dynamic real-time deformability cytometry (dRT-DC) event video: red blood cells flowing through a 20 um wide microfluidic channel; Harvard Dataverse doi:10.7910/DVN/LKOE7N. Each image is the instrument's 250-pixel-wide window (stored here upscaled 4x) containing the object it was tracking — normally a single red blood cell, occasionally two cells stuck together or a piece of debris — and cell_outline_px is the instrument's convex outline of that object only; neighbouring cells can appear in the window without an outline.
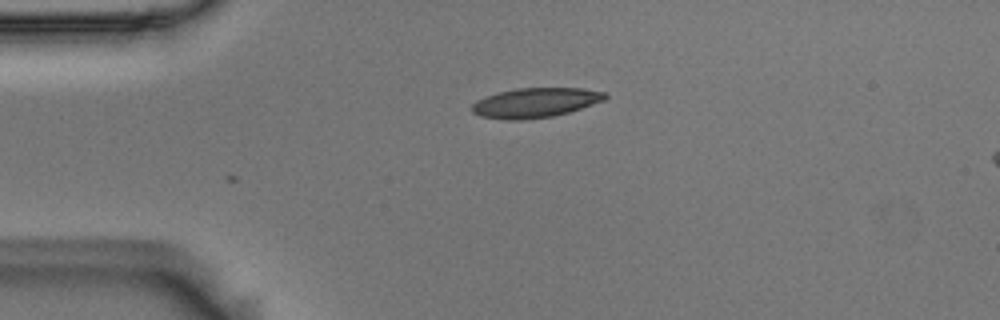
{"species": "Egyptian fruit bat (a non-hibernating species)", "species_latin": "Rousettus aegyptiacus", "temperature_condition": "room temperature", "stored_images_in_passage": 3, "camera_frame_rate_fps": 3000, "um_per_image_px": 0.085, "animal": {"sex": "male"}, "frame": {"image": 1, "passage_image": 3, "time_ms": 0.667, "image_size_px": [1000, 320], "cell_outline_px": [[608, 96], [604, 100], [568, 112], [552, 116], [520, 120], [508, 120], [480, 116], [472, 112], [472, 104], [476, 100], [500, 92], [516, 88], [584, 88], [604, 92]], "centroid_in_image_um": [45.49, 8.72], "position_along_channel_um": 39.5, "area_um2": 22.77}}